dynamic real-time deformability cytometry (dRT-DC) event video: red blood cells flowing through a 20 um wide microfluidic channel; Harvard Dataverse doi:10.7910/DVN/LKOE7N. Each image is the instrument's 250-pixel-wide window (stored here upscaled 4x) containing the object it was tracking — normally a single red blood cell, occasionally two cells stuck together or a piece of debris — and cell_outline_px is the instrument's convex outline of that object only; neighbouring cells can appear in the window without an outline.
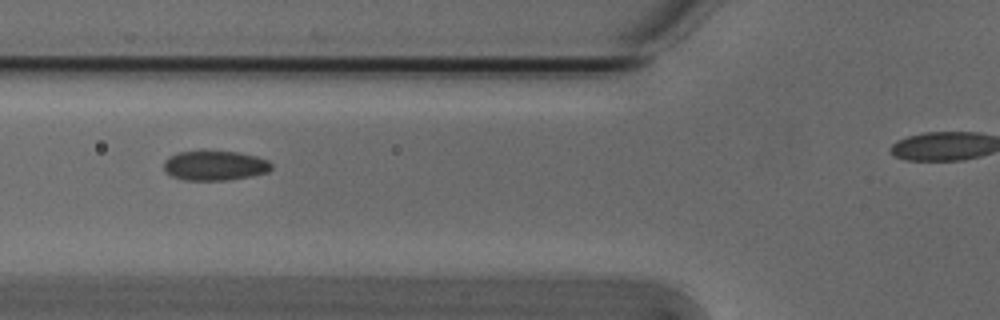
{"species": "Egyptian fruit bat (a non-hibernating species)", "species_latin": "Rousettus aegyptiacus", "temperature_condition": "cold", "stored_images_in_passage": 28, "camera_frame_rate_fps": 3000, "um_per_image_px": 0.085, "animal": {"sex": "male"}, "frame": {"image": 1, "passage_image": 4, "time_ms": 1.0, "image_size_px": [1000, 320], "cell_outline_px": [[272, 168], [268, 172], [252, 176], [228, 180], [184, 180], [172, 176], [164, 168], [164, 160], [168, 156], [180, 152], [236, 152], [256, 156], [268, 160], [272, 164]], "centroid_in_image_um": [18.28, 14.09], "position_along_channel_um": 107.5, "area_um2": 18.44}}
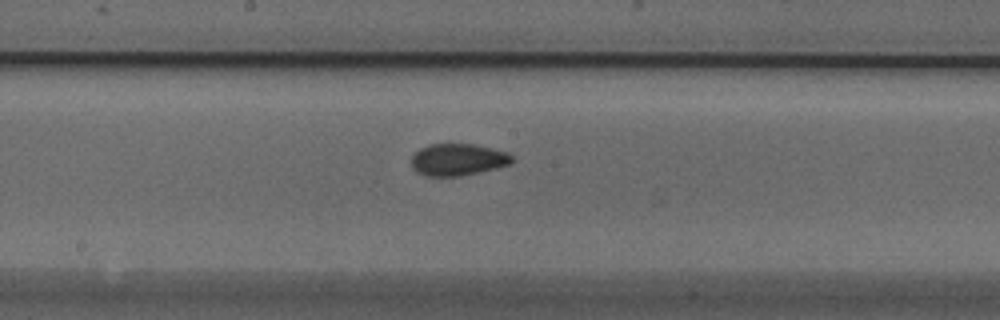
{"frame": {"image": 2, "passage_image": 12, "time_ms": 3.667, "image_size_px": [1000, 320], "cell_outline_px": [[512, 164], [480, 172], [460, 176], [424, 176], [416, 172], [412, 168], [412, 156], [420, 148], [428, 144], [472, 144], [492, 148], [508, 152], [512, 156]], "centroid_in_image_um": [38.91, 13.57], "position_along_channel_um": 209.3, "area_um2": 18.84}}
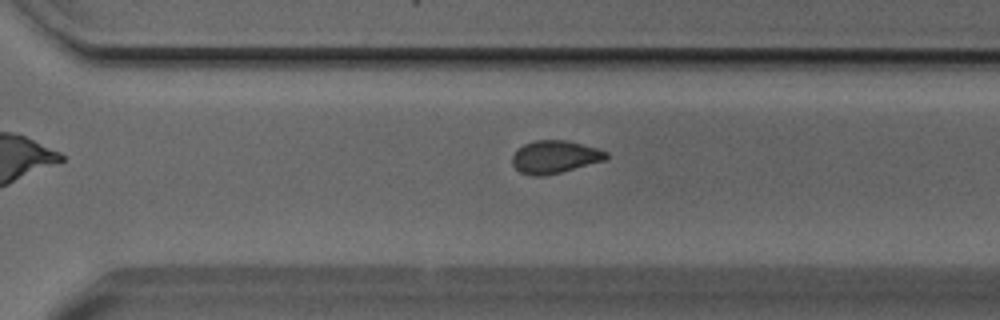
{"frame": {"image": 3, "passage_image": 21, "time_ms": 6.667, "image_size_px": [1000, 320], "cell_outline_px": [[608, 160], [544, 176], [532, 176], [520, 172], [512, 164], [512, 156], [516, 148], [524, 144], [536, 140], [568, 140], [596, 148], [608, 152]], "centroid_in_image_um": [47.16, 13.33], "position_along_channel_um": 323.4, "area_um2": 18.09}}